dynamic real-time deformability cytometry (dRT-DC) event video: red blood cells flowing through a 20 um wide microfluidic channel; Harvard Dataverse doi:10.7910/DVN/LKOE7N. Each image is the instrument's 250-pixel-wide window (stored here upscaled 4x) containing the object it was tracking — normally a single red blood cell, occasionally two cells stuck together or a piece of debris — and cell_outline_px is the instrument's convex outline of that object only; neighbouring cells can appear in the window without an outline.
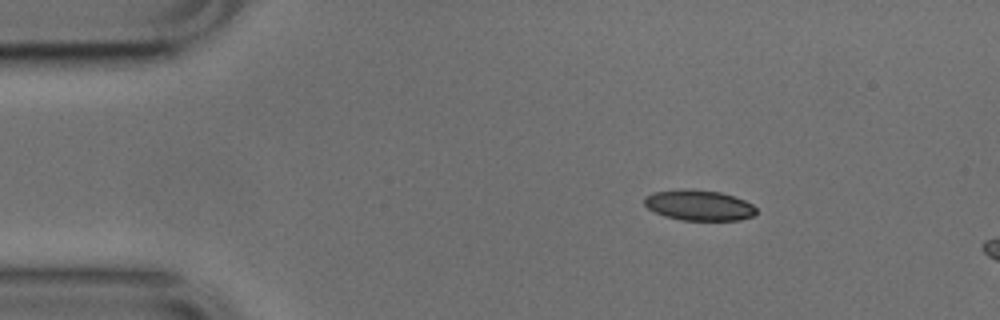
{"species": "common noctule bat (a hibernating species)", "species_latin": "Nyctalus noctula", "temperature_condition": "cold", "stored_images_in_passage": 6, "camera_frame_rate_fps": 3000, "um_per_image_px": 0.085, "animal": {"sex": "male", "body_mass_g": 17.9, "forearm_length_mm": 54.2}, "frame": {"image": 1, "passage_image": 1, "time_ms": 0.0, "image_size_px": [1000, 320], "cell_outline_px": [[756, 216], [740, 220], [680, 220], [664, 216], [648, 208], [644, 204], [644, 196], [652, 192], [680, 188], [720, 192], [744, 200], [752, 204], [756, 208]], "centroid_in_image_um": [59.39, 17.44], "position_along_channel_um": 25.6, "area_um2": 20.06}}